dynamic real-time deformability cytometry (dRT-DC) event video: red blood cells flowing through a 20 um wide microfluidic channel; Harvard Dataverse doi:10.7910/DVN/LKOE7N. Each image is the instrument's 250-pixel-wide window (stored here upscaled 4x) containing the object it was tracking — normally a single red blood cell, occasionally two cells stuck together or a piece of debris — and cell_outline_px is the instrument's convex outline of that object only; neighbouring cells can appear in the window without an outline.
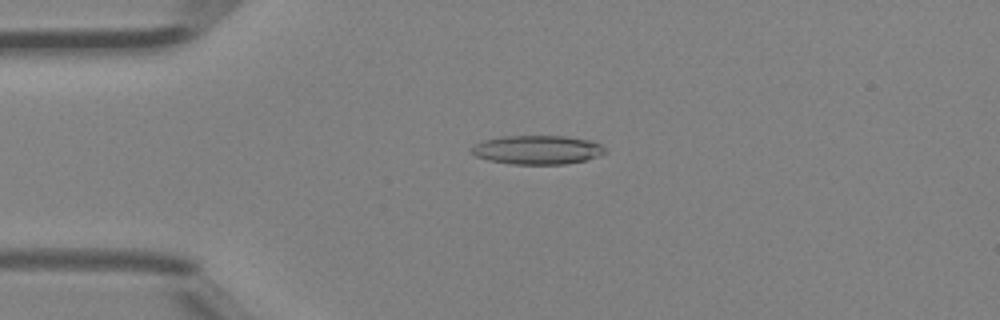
{"species": "Egyptian fruit bat (a non-hibernating species)", "species_latin": "Rousettus aegyptiacus", "temperature_condition": "room temperature", "stored_images_in_passage": 2, "camera_frame_rate_fps": 3000, "um_per_image_px": 0.085, "animal": {"sex": "female"}, "frame": {"image": 1, "passage_image": 1, "time_ms": 0.0, "image_size_px": [1000, 320], "cell_outline_px": [[608, 152], [600, 156], [584, 160], [564, 164], [512, 164], [488, 160], [476, 156], [468, 152], [468, 148], [484, 140], [504, 136], [564, 136], [592, 140], [600, 144]], "centroid_in_image_um": [45.66, 12.73], "position_along_channel_um": 39.3, "area_um2": 22.66}}